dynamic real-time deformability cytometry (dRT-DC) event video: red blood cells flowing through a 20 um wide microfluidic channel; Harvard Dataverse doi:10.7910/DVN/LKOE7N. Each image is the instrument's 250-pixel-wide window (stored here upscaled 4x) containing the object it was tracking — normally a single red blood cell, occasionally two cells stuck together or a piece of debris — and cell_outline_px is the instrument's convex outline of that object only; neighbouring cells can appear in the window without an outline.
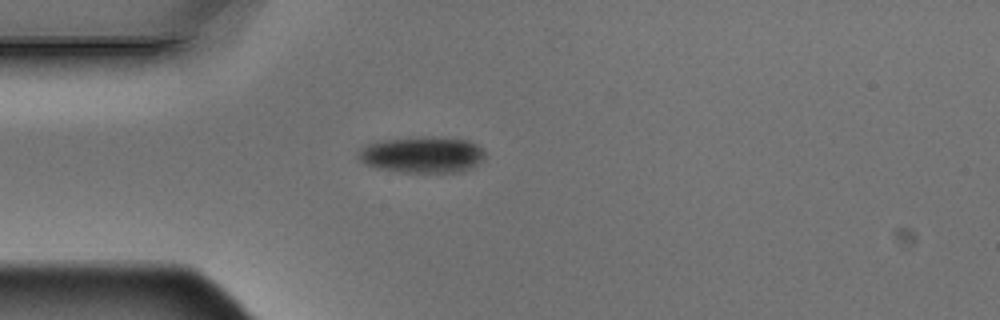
{"species": "Egyptian fruit bat (a non-hibernating species)", "species_latin": "Rousettus aegyptiacus", "temperature_condition": "warm", "stored_images_in_passage": 2, "camera_frame_rate_fps": 3000, "um_per_image_px": 0.085, "animal": {"sex": "male"}, "frame": {"image": 1, "passage_image": 1, "time_ms": 0.0, "image_size_px": [1000, 320], "cell_outline_px": [[484, 160], [472, 168], [464, 172], [400, 172], [376, 168], [364, 164], [356, 156], [360, 148], [364, 144], [380, 140], [432, 136], [468, 140], [476, 144], [484, 152]], "centroid_in_image_um": [35.86, 13.15], "position_along_channel_um": 49.1, "area_um2": 27.17}}